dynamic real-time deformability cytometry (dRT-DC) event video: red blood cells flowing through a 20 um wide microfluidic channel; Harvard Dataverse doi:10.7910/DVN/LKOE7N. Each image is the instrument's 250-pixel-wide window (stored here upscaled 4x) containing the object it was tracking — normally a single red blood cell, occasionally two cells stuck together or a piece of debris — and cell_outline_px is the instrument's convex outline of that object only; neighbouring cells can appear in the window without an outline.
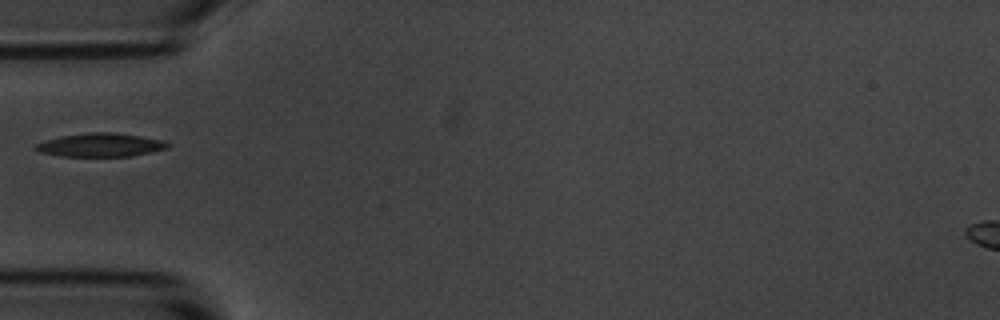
{"species": "common noctule bat (a hibernating species)", "species_latin": "Nyctalus noctula", "temperature_condition": "room temperature", "stored_images_in_passage": 38, "camera_frame_rate_fps": 3000, "um_per_image_px": 0.085, "animal": {"sex": "male", "body_mass_g": 20.1, "forearm_length_mm": 53.5}, "frame": {"image": 1, "passage_image": 1, "time_ms": 0.0, "image_size_px": [1000, 320], "cell_outline_px": [[172, 144], [168, 148], [132, 156], [60, 156], [40, 152], [32, 148], [36, 144], [60, 136], [88, 132], [112, 132], [140, 136], [160, 140]], "centroid_in_image_um": [8.54, 12.32], "position_along_channel_um": 76.5, "area_um2": 17.98}}
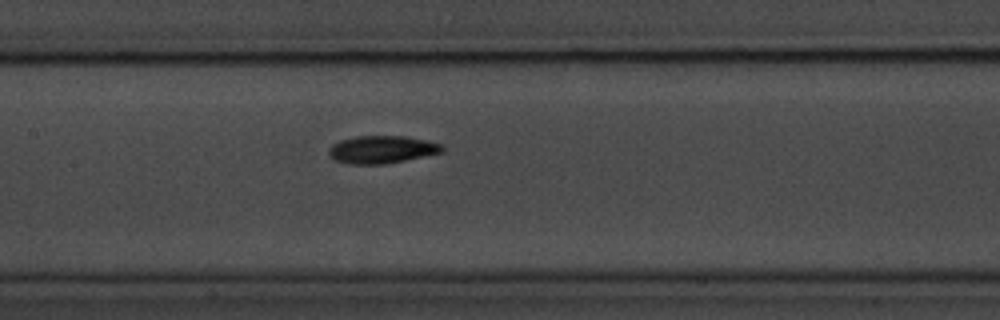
{"frame": {"image": 2, "passage_image": 9, "time_ms": 2.667, "image_size_px": [1000, 320], "cell_outline_px": [[444, 152], [384, 164], [352, 164], [336, 160], [328, 156], [328, 148], [332, 144], [340, 140], [356, 136], [404, 136], [428, 140], [440, 144], [444, 148]], "centroid_in_image_um": [32.44, 12.7], "position_along_channel_um": 175.0, "area_um2": 18.26}}
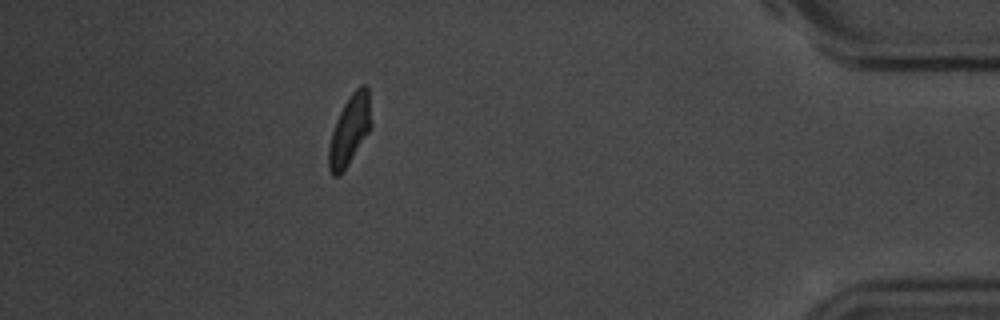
{"frame": {"image": 3, "passage_image": 32, "time_ms": 10.333, "image_size_px": [1000, 320], "cell_outline_px": [[372, 128], [340, 176], [332, 176], [328, 168], [328, 148], [332, 132], [336, 120], [344, 104], [352, 92], [360, 84], [368, 84], [372, 124]], "centroid_in_image_um": [29.74, 11.04], "position_along_channel_um": 405.5, "area_um2": 17.51}}